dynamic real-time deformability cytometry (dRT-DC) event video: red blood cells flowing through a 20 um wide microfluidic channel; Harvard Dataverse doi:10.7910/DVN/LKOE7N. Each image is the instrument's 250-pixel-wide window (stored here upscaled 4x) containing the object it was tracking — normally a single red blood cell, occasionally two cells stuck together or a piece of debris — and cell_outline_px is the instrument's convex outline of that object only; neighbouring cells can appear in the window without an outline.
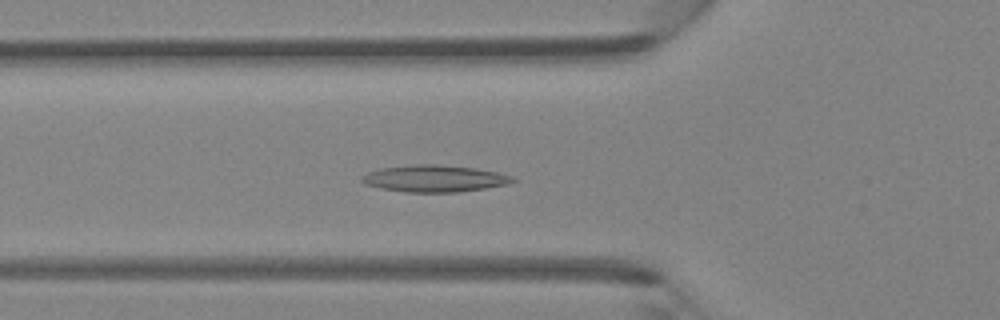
{"species": "Egyptian fruit bat (a non-hibernating species)", "species_latin": "Rousettus aegyptiacus", "temperature_condition": "room temperature", "stored_images_in_passage": 44, "camera_frame_rate_fps": 3000, "um_per_image_px": 0.085, "animal": {"sex": "female"}, "frame": {"image": 1, "passage_image": 15, "time_ms": 4.667, "image_size_px": [1000, 320], "cell_outline_px": [[516, 180], [508, 184], [460, 192], [404, 192], [380, 188], [364, 184], [360, 180], [368, 172], [380, 168], [416, 164], [436, 164], [476, 168], [516, 176]], "centroid_in_image_um": [36.95, 15.17], "position_along_channel_um": 88.9, "area_um2": 23.64}}
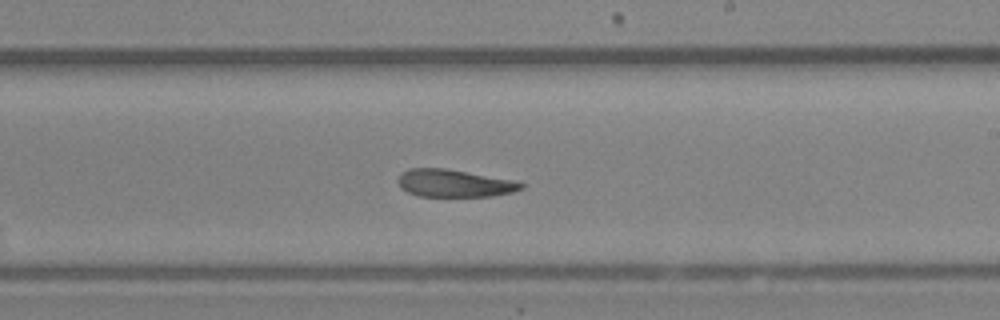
{"frame": {"image": 2, "passage_image": 26, "time_ms": 8.333, "image_size_px": [1000, 320], "cell_outline_px": [[524, 188], [512, 192], [492, 196], [416, 196], [400, 188], [396, 180], [400, 172], [408, 168], [444, 168], [516, 180], [524, 184]], "centroid_in_image_um": [38.57, 15.57], "position_along_channel_um": 250.4, "area_um2": 20.0}}
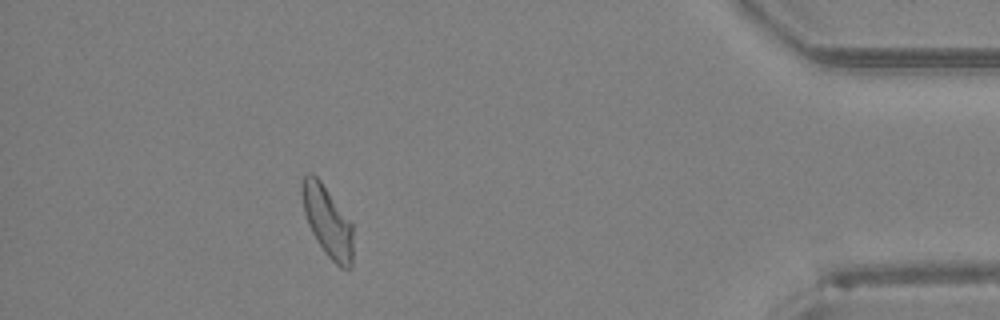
{"frame": {"image": 3, "passage_image": 40, "time_ms": 13.0, "image_size_px": [1000, 320], "cell_outline_px": [[352, 268], [340, 268], [324, 252], [316, 240], [308, 224], [304, 212], [300, 192], [300, 184], [304, 176], [308, 172], [312, 172], [320, 180], [352, 224]], "centroid_in_image_um": [27.8, 18.8], "position_along_channel_um": 407.4, "area_um2": 20.98}}